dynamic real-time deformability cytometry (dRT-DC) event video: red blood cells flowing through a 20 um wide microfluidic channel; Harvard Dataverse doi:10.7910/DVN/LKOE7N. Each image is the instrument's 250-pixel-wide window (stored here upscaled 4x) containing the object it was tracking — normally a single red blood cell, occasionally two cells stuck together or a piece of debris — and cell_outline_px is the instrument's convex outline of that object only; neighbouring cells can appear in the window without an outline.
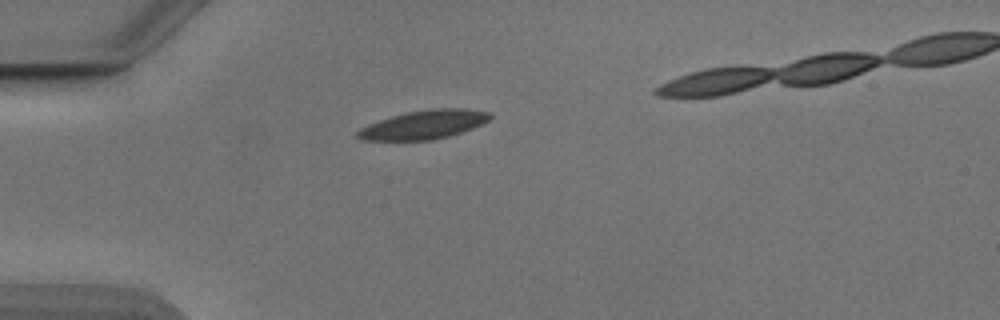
{"species": "Egyptian fruit bat (a non-hibernating species)", "species_latin": "Rousettus aegyptiacus", "temperature_condition": "cold", "stored_images_in_passage": 34, "camera_frame_rate_fps": 3000, "um_per_image_px": 0.085, "animal": {"sex": "male"}, "frame": {"image": 1, "passage_image": 1, "time_ms": 0.0, "image_size_px": [1000, 320], "cell_outline_px": [[492, 116], [488, 120], [472, 128], [448, 136], [432, 140], [360, 140], [356, 136], [356, 132], [360, 128], [368, 124], [392, 116], [408, 112], [432, 108], [464, 108], [488, 112]], "centroid_in_image_um": [35.99, 10.59], "position_along_channel_um": 49.0, "area_um2": 21.96}}
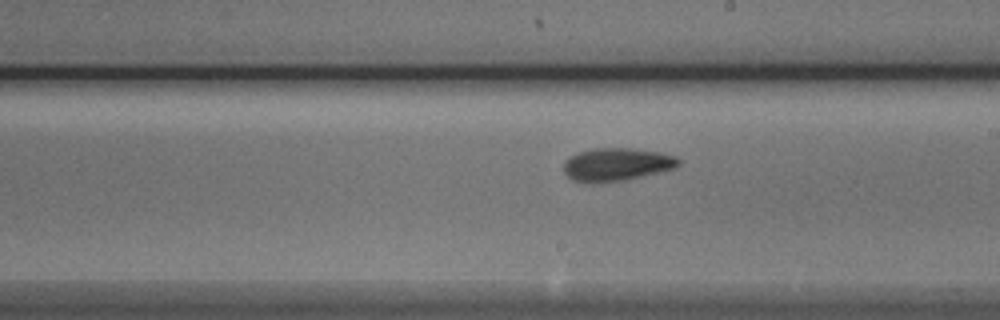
{"frame": {"image": 2, "passage_image": 17, "time_ms": 5.333, "image_size_px": [1000, 320], "cell_outline_px": [[680, 164], [676, 168], [624, 180], [572, 180], [564, 172], [564, 160], [580, 152], [592, 148], [632, 148], [660, 152], [676, 156], [680, 160]], "centroid_in_image_um": [52.48, 13.93], "position_along_channel_um": 236.5, "area_um2": 21.44}}
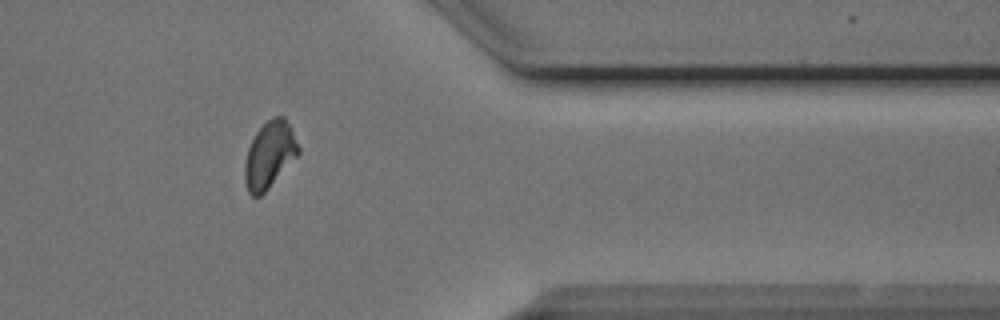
{"frame": {"image": 3, "passage_image": 30, "time_ms": 9.667, "image_size_px": [1000, 320], "cell_outline_px": [[300, 152], [268, 188], [260, 196], [252, 196], [248, 192], [244, 180], [244, 164], [248, 148], [256, 132], [272, 116], [284, 116], [292, 128], [300, 148]], "centroid_in_image_um": [22.9, 13.14], "position_along_channel_um": 388.5, "area_um2": 20.69}}